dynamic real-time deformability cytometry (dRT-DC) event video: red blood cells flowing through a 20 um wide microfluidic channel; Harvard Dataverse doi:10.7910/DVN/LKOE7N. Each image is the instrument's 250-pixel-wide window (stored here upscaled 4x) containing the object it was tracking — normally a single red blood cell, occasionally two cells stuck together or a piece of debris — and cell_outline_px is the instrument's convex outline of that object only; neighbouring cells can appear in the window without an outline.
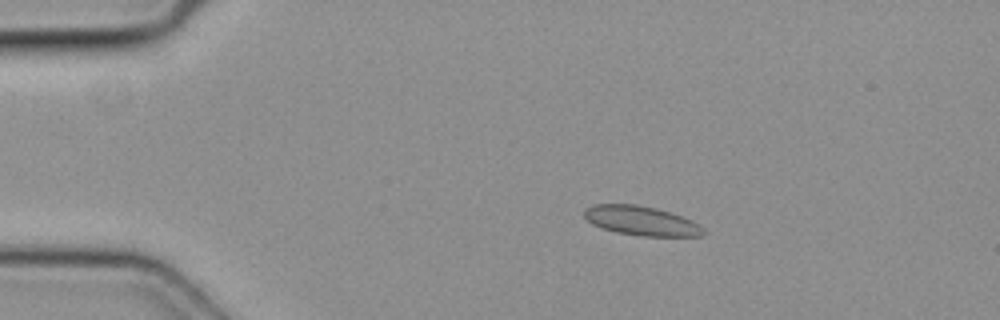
{"species": "common noctule bat (a hibernating species)", "species_latin": "Nyctalus noctula", "temperature_condition": "cold", "stored_images_in_passage": 4, "camera_frame_rate_fps": 3000, "um_per_image_px": 0.085, "animal": {"sex": "female", "body_mass_g": 19.3, "forearm_length_mm": 54.1}, "frame": {"image": 1, "passage_image": 1, "time_ms": 0.0, "image_size_px": [1000, 320], "cell_outline_px": [[708, 232], [704, 236], [640, 236], [616, 232], [600, 228], [592, 224], [584, 216], [584, 208], [592, 204], [636, 204], [656, 208], [692, 220], [700, 224]], "centroid_in_image_um": [54.52, 18.77], "position_along_channel_um": 30.5, "area_um2": 20.63}}
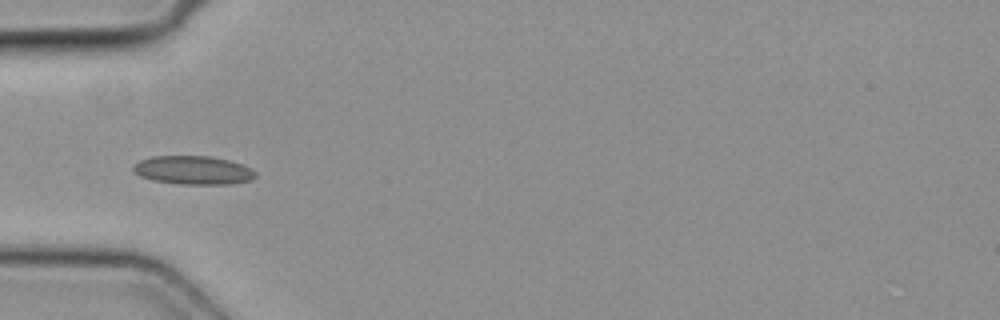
{"frame": {"image": 2, "passage_image": 3, "time_ms": 0.667, "image_size_px": [1000, 320], "cell_outline_px": [[256, 176], [252, 180], [232, 184], [180, 184], [152, 180], [140, 176], [132, 172], [132, 168], [140, 160], [152, 156], [208, 156], [228, 160], [240, 164], [256, 172]], "centroid_in_image_um": [16.4, 14.47], "position_along_channel_um": 68.6, "area_um2": 20.29}}
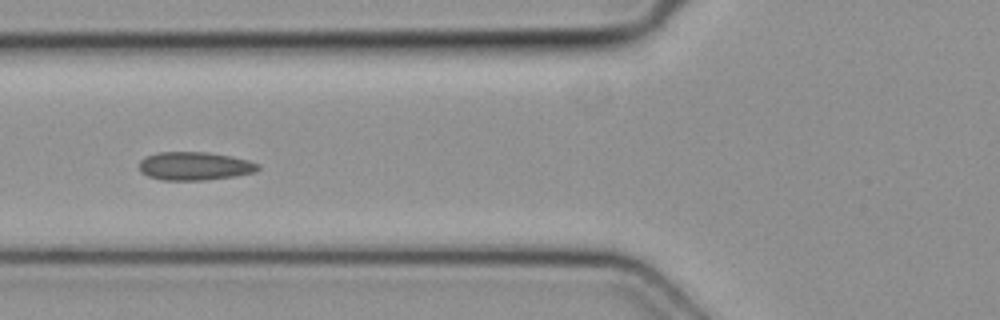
{"frame": {"image": 3, "passage_image": 4, "time_ms": 1.0, "image_size_px": [1000, 320], "cell_outline_px": [[260, 168], [256, 172], [236, 176], [204, 180], [160, 180], [148, 176], [140, 172], [140, 160], [148, 156], [160, 152], [208, 152], [232, 156], [248, 160], [260, 164]], "centroid_in_image_um": [16.58, 14.12], "position_along_channel_um": 109.2, "area_um2": 19.71}}